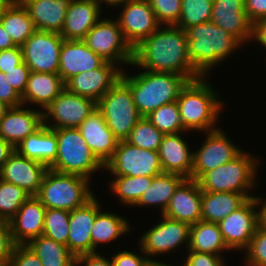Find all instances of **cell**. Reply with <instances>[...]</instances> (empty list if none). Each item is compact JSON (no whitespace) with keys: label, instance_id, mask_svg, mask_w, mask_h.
Listing matches in <instances>:
<instances>
[{"label":"cell","instance_id":"obj_28","mask_svg":"<svg viewBox=\"0 0 266 266\" xmlns=\"http://www.w3.org/2000/svg\"><path fill=\"white\" fill-rule=\"evenodd\" d=\"M38 31L61 33L70 0H19Z\"/></svg>","mask_w":266,"mask_h":266},{"label":"cell","instance_id":"obj_58","mask_svg":"<svg viewBox=\"0 0 266 266\" xmlns=\"http://www.w3.org/2000/svg\"><path fill=\"white\" fill-rule=\"evenodd\" d=\"M169 264L170 263H166V262H163V261H158V260L156 261L155 258H153V259L152 258H147L142 266H173V265H169ZM179 266H181V265H179Z\"/></svg>","mask_w":266,"mask_h":266},{"label":"cell","instance_id":"obj_13","mask_svg":"<svg viewBox=\"0 0 266 266\" xmlns=\"http://www.w3.org/2000/svg\"><path fill=\"white\" fill-rule=\"evenodd\" d=\"M205 140L198 150H193L191 179L198 181L206 172L231 161L243 150L237 147L222 128L205 132Z\"/></svg>","mask_w":266,"mask_h":266},{"label":"cell","instance_id":"obj_18","mask_svg":"<svg viewBox=\"0 0 266 266\" xmlns=\"http://www.w3.org/2000/svg\"><path fill=\"white\" fill-rule=\"evenodd\" d=\"M47 166L22 156L16 150L0 169V179L21 187L30 196H36L46 172Z\"/></svg>","mask_w":266,"mask_h":266},{"label":"cell","instance_id":"obj_9","mask_svg":"<svg viewBox=\"0 0 266 266\" xmlns=\"http://www.w3.org/2000/svg\"><path fill=\"white\" fill-rule=\"evenodd\" d=\"M82 41L106 62L132 64L133 48L126 41L116 18L100 19Z\"/></svg>","mask_w":266,"mask_h":266},{"label":"cell","instance_id":"obj_4","mask_svg":"<svg viewBox=\"0 0 266 266\" xmlns=\"http://www.w3.org/2000/svg\"><path fill=\"white\" fill-rule=\"evenodd\" d=\"M122 71L121 79L130 87L138 113L146 117L160 106L175 102L188 80L179 74L143 70L128 75Z\"/></svg>","mask_w":266,"mask_h":266},{"label":"cell","instance_id":"obj_26","mask_svg":"<svg viewBox=\"0 0 266 266\" xmlns=\"http://www.w3.org/2000/svg\"><path fill=\"white\" fill-rule=\"evenodd\" d=\"M101 6L95 0H70L60 35L65 40H82L101 19Z\"/></svg>","mask_w":266,"mask_h":266},{"label":"cell","instance_id":"obj_22","mask_svg":"<svg viewBox=\"0 0 266 266\" xmlns=\"http://www.w3.org/2000/svg\"><path fill=\"white\" fill-rule=\"evenodd\" d=\"M96 216L95 195L83 206L70 211L67 247L75 257L92 253L91 227Z\"/></svg>","mask_w":266,"mask_h":266},{"label":"cell","instance_id":"obj_59","mask_svg":"<svg viewBox=\"0 0 266 266\" xmlns=\"http://www.w3.org/2000/svg\"><path fill=\"white\" fill-rule=\"evenodd\" d=\"M95 1L100 3L102 5V7H104V5L105 6L107 5L106 7L109 6V7L113 8L116 4L121 3L123 0H95Z\"/></svg>","mask_w":266,"mask_h":266},{"label":"cell","instance_id":"obj_19","mask_svg":"<svg viewBox=\"0 0 266 266\" xmlns=\"http://www.w3.org/2000/svg\"><path fill=\"white\" fill-rule=\"evenodd\" d=\"M211 22L222 27L243 45L253 38V23L245 11V0H213Z\"/></svg>","mask_w":266,"mask_h":266},{"label":"cell","instance_id":"obj_35","mask_svg":"<svg viewBox=\"0 0 266 266\" xmlns=\"http://www.w3.org/2000/svg\"><path fill=\"white\" fill-rule=\"evenodd\" d=\"M187 250L219 256L227 250L231 251L225 244L218 223L203 220L191 225Z\"/></svg>","mask_w":266,"mask_h":266},{"label":"cell","instance_id":"obj_47","mask_svg":"<svg viewBox=\"0 0 266 266\" xmlns=\"http://www.w3.org/2000/svg\"><path fill=\"white\" fill-rule=\"evenodd\" d=\"M4 74L7 76V79L10 82L9 84L20 96H22L27 86L30 68L24 62H22L14 69L5 70Z\"/></svg>","mask_w":266,"mask_h":266},{"label":"cell","instance_id":"obj_62","mask_svg":"<svg viewBox=\"0 0 266 266\" xmlns=\"http://www.w3.org/2000/svg\"><path fill=\"white\" fill-rule=\"evenodd\" d=\"M7 0H0V9L2 7V5L6 2Z\"/></svg>","mask_w":266,"mask_h":266},{"label":"cell","instance_id":"obj_31","mask_svg":"<svg viewBox=\"0 0 266 266\" xmlns=\"http://www.w3.org/2000/svg\"><path fill=\"white\" fill-rule=\"evenodd\" d=\"M0 22L16 46L36 31L26 8L19 0H7L0 9Z\"/></svg>","mask_w":266,"mask_h":266},{"label":"cell","instance_id":"obj_46","mask_svg":"<svg viewBox=\"0 0 266 266\" xmlns=\"http://www.w3.org/2000/svg\"><path fill=\"white\" fill-rule=\"evenodd\" d=\"M16 245L9 221L0 219V263L9 262Z\"/></svg>","mask_w":266,"mask_h":266},{"label":"cell","instance_id":"obj_39","mask_svg":"<svg viewBox=\"0 0 266 266\" xmlns=\"http://www.w3.org/2000/svg\"><path fill=\"white\" fill-rule=\"evenodd\" d=\"M146 117L164 135L186 132L176 101L160 106Z\"/></svg>","mask_w":266,"mask_h":266},{"label":"cell","instance_id":"obj_49","mask_svg":"<svg viewBox=\"0 0 266 266\" xmlns=\"http://www.w3.org/2000/svg\"><path fill=\"white\" fill-rule=\"evenodd\" d=\"M7 76L0 71V101L9 107H17L23 104L21 96L9 84Z\"/></svg>","mask_w":266,"mask_h":266},{"label":"cell","instance_id":"obj_54","mask_svg":"<svg viewBox=\"0 0 266 266\" xmlns=\"http://www.w3.org/2000/svg\"><path fill=\"white\" fill-rule=\"evenodd\" d=\"M254 41L266 49V18L257 21L253 24V38Z\"/></svg>","mask_w":266,"mask_h":266},{"label":"cell","instance_id":"obj_14","mask_svg":"<svg viewBox=\"0 0 266 266\" xmlns=\"http://www.w3.org/2000/svg\"><path fill=\"white\" fill-rule=\"evenodd\" d=\"M226 246L233 251H242L250 245L259 221V206L255 197L248 199L241 207L228 214L219 223Z\"/></svg>","mask_w":266,"mask_h":266},{"label":"cell","instance_id":"obj_29","mask_svg":"<svg viewBox=\"0 0 266 266\" xmlns=\"http://www.w3.org/2000/svg\"><path fill=\"white\" fill-rule=\"evenodd\" d=\"M65 88V82L58 73L30 72L21 96L23 105H37L43 111Z\"/></svg>","mask_w":266,"mask_h":266},{"label":"cell","instance_id":"obj_11","mask_svg":"<svg viewBox=\"0 0 266 266\" xmlns=\"http://www.w3.org/2000/svg\"><path fill=\"white\" fill-rule=\"evenodd\" d=\"M160 217L161 221L148 228L149 230L141 235L138 242L139 248L148 258L174 252L178 247H183L184 244L188 249L191 225L167 218L164 215Z\"/></svg>","mask_w":266,"mask_h":266},{"label":"cell","instance_id":"obj_6","mask_svg":"<svg viewBox=\"0 0 266 266\" xmlns=\"http://www.w3.org/2000/svg\"><path fill=\"white\" fill-rule=\"evenodd\" d=\"M86 177L48 170L36 197L45 208L72 211L83 206L93 196Z\"/></svg>","mask_w":266,"mask_h":266},{"label":"cell","instance_id":"obj_20","mask_svg":"<svg viewBox=\"0 0 266 266\" xmlns=\"http://www.w3.org/2000/svg\"><path fill=\"white\" fill-rule=\"evenodd\" d=\"M43 126V112L26 105L10 107L0 120V137L14 148Z\"/></svg>","mask_w":266,"mask_h":266},{"label":"cell","instance_id":"obj_41","mask_svg":"<svg viewBox=\"0 0 266 266\" xmlns=\"http://www.w3.org/2000/svg\"><path fill=\"white\" fill-rule=\"evenodd\" d=\"M29 196L21 187L0 179V219L10 221Z\"/></svg>","mask_w":266,"mask_h":266},{"label":"cell","instance_id":"obj_33","mask_svg":"<svg viewBox=\"0 0 266 266\" xmlns=\"http://www.w3.org/2000/svg\"><path fill=\"white\" fill-rule=\"evenodd\" d=\"M247 200L243 193L202 191L201 220L219 223Z\"/></svg>","mask_w":266,"mask_h":266},{"label":"cell","instance_id":"obj_44","mask_svg":"<svg viewBox=\"0 0 266 266\" xmlns=\"http://www.w3.org/2000/svg\"><path fill=\"white\" fill-rule=\"evenodd\" d=\"M182 0H148L160 25H176L182 11Z\"/></svg>","mask_w":266,"mask_h":266},{"label":"cell","instance_id":"obj_12","mask_svg":"<svg viewBox=\"0 0 266 266\" xmlns=\"http://www.w3.org/2000/svg\"><path fill=\"white\" fill-rule=\"evenodd\" d=\"M96 108L94 100L65 88L42 111L43 125L51 129L77 128Z\"/></svg>","mask_w":266,"mask_h":266},{"label":"cell","instance_id":"obj_53","mask_svg":"<svg viewBox=\"0 0 266 266\" xmlns=\"http://www.w3.org/2000/svg\"><path fill=\"white\" fill-rule=\"evenodd\" d=\"M113 266L112 259L105 258L101 253H89L76 257V266Z\"/></svg>","mask_w":266,"mask_h":266},{"label":"cell","instance_id":"obj_5","mask_svg":"<svg viewBox=\"0 0 266 266\" xmlns=\"http://www.w3.org/2000/svg\"><path fill=\"white\" fill-rule=\"evenodd\" d=\"M259 164L258 157L243 150L231 161L206 172L198 183L202 191L243 193L250 199L256 196L248 192H251L258 182L256 176Z\"/></svg>","mask_w":266,"mask_h":266},{"label":"cell","instance_id":"obj_1","mask_svg":"<svg viewBox=\"0 0 266 266\" xmlns=\"http://www.w3.org/2000/svg\"><path fill=\"white\" fill-rule=\"evenodd\" d=\"M186 32L175 25H161L133 48L131 66L154 72L175 73L188 81L203 77L188 56Z\"/></svg>","mask_w":266,"mask_h":266},{"label":"cell","instance_id":"obj_52","mask_svg":"<svg viewBox=\"0 0 266 266\" xmlns=\"http://www.w3.org/2000/svg\"><path fill=\"white\" fill-rule=\"evenodd\" d=\"M245 11L254 24L266 18V0H245Z\"/></svg>","mask_w":266,"mask_h":266},{"label":"cell","instance_id":"obj_60","mask_svg":"<svg viewBox=\"0 0 266 266\" xmlns=\"http://www.w3.org/2000/svg\"><path fill=\"white\" fill-rule=\"evenodd\" d=\"M9 108L10 107L8 105L0 101V120L3 118Z\"/></svg>","mask_w":266,"mask_h":266},{"label":"cell","instance_id":"obj_2","mask_svg":"<svg viewBox=\"0 0 266 266\" xmlns=\"http://www.w3.org/2000/svg\"><path fill=\"white\" fill-rule=\"evenodd\" d=\"M185 32L188 56L203 77H209L210 70L243 46L237 38L211 21L192 26Z\"/></svg>","mask_w":266,"mask_h":266},{"label":"cell","instance_id":"obj_61","mask_svg":"<svg viewBox=\"0 0 266 266\" xmlns=\"http://www.w3.org/2000/svg\"><path fill=\"white\" fill-rule=\"evenodd\" d=\"M0 266H11L9 262L6 263H0Z\"/></svg>","mask_w":266,"mask_h":266},{"label":"cell","instance_id":"obj_57","mask_svg":"<svg viewBox=\"0 0 266 266\" xmlns=\"http://www.w3.org/2000/svg\"><path fill=\"white\" fill-rule=\"evenodd\" d=\"M259 206V221L260 226L266 229V199L255 196Z\"/></svg>","mask_w":266,"mask_h":266},{"label":"cell","instance_id":"obj_3","mask_svg":"<svg viewBox=\"0 0 266 266\" xmlns=\"http://www.w3.org/2000/svg\"><path fill=\"white\" fill-rule=\"evenodd\" d=\"M207 80V77H200L188 81L176 100L186 132H208L218 129L217 120L222 114L224 101Z\"/></svg>","mask_w":266,"mask_h":266},{"label":"cell","instance_id":"obj_43","mask_svg":"<svg viewBox=\"0 0 266 266\" xmlns=\"http://www.w3.org/2000/svg\"><path fill=\"white\" fill-rule=\"evenodd\" d=\"M246 266H266V229L258 226L250 245L244 251Z\"/></svg>","mask_w":266,"mask_h":266},{"label":"cell","instance_id":"obj_10","mask_svg":"<svg viewBox=\"0 0 266 266\" xmlns=\"http://www.w3.org/2000/svg\"><path fill=\"white\" fill-rule=\"evenodd\" d=\"M104 170L113 176L155 177L163 173L158 151L138 148L126 141H119L112 158Z\"/></svg>","mask_w":266,"mask_h":266},{"label":"cell","instance_id":"obj_40","mask_svg":"<svg viewBox=\"0 0 266 266\" xmlns=\"http://www.w3.org/2000/svg\"><path fill=\"white\" fill-rule=\"evenodd\" d=\"M164 134L159 131L147 117H142L125 140L138 148L158 151Z\"/></svg>","mask_w":266,"mask_h":266},{"label":"cell","instance_id":"obj_23","mask_svg":"<svg viewBox=\"0 0 266 266\" xmlns=\"http://www.w3.org/2000/svg\"><path fill=\"white\" fill-rule=\"evenodd\" d=\"M77 128L93 154L105 166L119 140L106 125L102 113L96 108Z\"/></svg>","mask_w":266,"mask_h":266},{"label":"cell","instance_id":"obj_50","mask_svg":"<svg viewBox=\"0 0 266 266\" xmlns=\"http://www.w3.org/2000/svg\"><path fill=\"white\" fill-rule=\"evenodd\" d=\"M141 255L136 254L134 251L122 250L112 255L113 266H142L145 260L148 258L141 248Z\"/></svg>","mask_w":266,"mask_h":266},{"label":"cell","instance_id":"obj_51","mask_svg":"<svg viewBox=\"0 0 266 266\" xmlns=\"http://www.w3.org/2000/svg\"><path fill=\"white\" fill-rule=\"evenodd\" d=\"M23 62L22 50L20 46L11 49L0 50V71L14 69Z\"/></svg>","mask_w":266,"mask_h":266},{"label":"cell","instance_id":"obj_36","mask_svg":"<svg viewBox=\"0 0 266 266\" xmlns=\"http://www.w3.org/2000/svg\"><path fill=\"white\" fill-rule=\"evenodd\" d=\"M26 245L43 266H76V257L66 245L44 235L31 239Z\"/></svg>","mask_w":266,"mask_h":266},{"label":"cell","instance_id":"obj_48","mask_svg":"<svg viewBox=\"0 0 266 266\" xmlns=\"http://www.w3.org/2000/svg\"><path fill=\"white\" fill-rule=\"evenodd\" d=\"M9 263L11 266H43L27 245H16Z\"/></svg>","mask_w":266,"mask_h":266},{"label":"cell","instance_id":"obj_24","mask_svg":"<svg viewBox=\"0 0 266 266\" xmlns=\"http://www.w3.org/2000/svg\"><path fill=\"white\" fill-rule=\"evenodd\" d=\"M105 62L82 40L64 39L59 56L58 74L66 83L73 76L99 68Z\"/></svg>","mask_w":266,"mask_h":266},{"label":"cell","instance_id":"obj_34","mask_svg":"<svg viewBox=\"0 0 266 266\" xmlns=\"http://www.w3.org/2000/svg\"><path fill=\"white\" fill-rule=\"evenodd\" d=\"M185 178L174 173H162L153 177L151 185L144 191L134 207H156L161 209V215L165 212L171 197L178 185Z\"/></svg>","mask_w":266,"mask_h":266},{"label":"cell","instance_id":"obj_21","mask_svg":"<svg viewBox=\"0 0 266 266\" xmlns=\"http://www.w3.org/2000/svg\"><path fill=\"white\" fill-rule=\"evenodd\" d=\"M201 206L202 190L198 181L185 178L176 188L162 215L193 225L201 220Z\"/></svg>","mask_w":266,"mask_h":266},{"label":"cell","instance_id":"obj_16","mask_svg":"<svg viewBox=\"0 0 266 266\" xmlns=\"http://www.w3.org/2000/svg\"><path fill=\"white\" fill-rule=\"evenodd\" d=\"M121 6L123 7L116 19L124 38L132 48L161 26L148 0H123L114 8Z\"/></svg>","mask_w":266,"mask_h":266},{"label":"cell","instance_id":"obj_37","mask_svg":"<svg viewBox=\"0 0 266 266\" xmlns=\"http://www.w3.org/2000/svg\"><path fill=\"white\" fill-rule=\"evenodd\" d=\"M152 179L153 177L147 176H114L113 180H109V189L118 196L120 203L132 207L151 185Z\"/></svg>","mask_w":266,"mask_h":266},{"label":"cell","instance_id":"obj_55","mask_svg":"<svg viewBox=\"0 0 266 266\" xmlns=\"http://www.w3.org/2000/svg\"><path fill=\"white\" fill-rule=\"evenodd\" d=\"M14 151L15 148L0 137V169Z\"/></svg>","mask_w":266,"mask_h":266},{"label":"cell","instance_id":"obj_45","mask_svg":"<svg viewBox=\"0 0 266 266\" xmlns=\"http://www.w3.org/2000/svg\"><path fill=\"white\" fill-rule=\"evenodd\" d=\"M223 258L225 259V257L219 255L188 250L182 266H226Z\"/></svg>","mask_w":266,"mask_h":266},{"label":"cell","instance_id":"obj_56","mask_svg":"<svg viewBox=\"0 0 266 266\" xmlns=\"http://www.w3.org/2000/svg\"><path fill=\"white\" fill-rule=\"evenodd\" d=\"M13 47H16V45L0 22V50L11 49Z\"/></svg>","mask_w":266,"mask_h":266},{"label":"cell","instance_id":"obj_27","mask_svg":"<svg viewBox=\"0 0 266 266\" xmlns=\"http://www.w3.org/2000/svg\"><path fill=\"white\" fill-rule=\"evenodd\" d=\"M164 135L159 145L158 155L160 158L163 173H174L191 178L193 167V151L182 135Z\"/></svg>","mask_w":266,"mask_h":266},{"label":"cell","instance_id":"obj_25","mask_svg":"<svg viewBox=\"0 0 266 266\" xmlns=\"http://www.w3.org/2000/svg\"><path fill=\"white\" fill-rule=\"evenodd\" d=\"M45 206L36 196H29L16 215L9 221L17 245H26L31 239L43 235Z\"/></svg>","mask_w":266,"mask_h":266},{"label":"cell","instance_id":"obj_30","mask_svg":"<svg viewBox=\"0 0 266 266\" xmlns=\"http://www.w3.org/2000/svg\"><path fill=\"white\" fill-rule=\"evenodd\" d=\"M58 140L51 128L43 125L34 134L21 141L15 150L24 157L44 164L48 168L57 157Z\"/></svg>","mask_w":266,"mask_h":266},{"label":"cell","instance_id":"obj_15","mask_svg":"<svg viewBox=\"0 0 266 266\" xmlns=\"http://www.w3.org/2000/svg\"><path fill=\"white\" fill-rule=\"evenodd\" d=\"M63 41L59 33L36 30L21 46L23 62L30 72L58 73Z\"/></svg>","mask_w":266,"mask_h":266},{"label":"cell","instance_id":"obj_17","mask_svg":"<svg viewBox=\"0 0 266 266\" xmlns=\"http://www.w3.org/2000/svg\"><path fill=\"white\" fill-rule=\"evenodd\" d=\"M117 64L105 62L101 67L82 72L70 78L66 88L96 103L121 78L123 69Z\"/></svg>","mask_w":266,"mask_h":266},{"label":"cell","instance_id":"obj_8","mask_svg":"<svg viewBox=\"0 0 266 266\" xmlns=\"http://www.w3.org/2000/svg\"><path fill=\"white\" fill-rule=\"evenodd\" d=\"M108 128L119 141H125L142 118L130 87L120 78L97 102Z\"/></svg>","mask_w":266,"mask_h":266},{"label":"cell","instance_id":"obj_7","mask_svg":"<svg viewBox=\"0 0 266 266\" xmlns=\"http://www.w3.org/2000/svg\"><path fill=\"white\" fill-rule=\"evenodd\" d=\"M58 140L57 157L49 167L61 173L76 174L88 178L104 165L97 159L78 128L53 129Z\"/></svg>","mask_w":266,"mask_h":266},{"label":"cell","instance_id":"obj_42","mask_svg":"<svg viewBox=\"0 0 266 266\" xmlns=\"http://www.w3.org/2000/svg\"><path fill=\"white\" fill-rule=\"evenodd\" d=\"M70 211L46 208L43 235L67 246Z\"/></svg>","mask_w":266,"mask_h":266},{"label":"cell","instance_id":"obj_38","mask_svg":"<svg viewBox=\"0 0 266 266\" xmlns=\"http://www.w3.org/2000/svg\"><path fill=\"white\" fill-rule=\"evenodd\" d=\"M182 11L175 25L184 31L192 26L211 21L213 0H182Z\"/></svg>","mask_w":266,"mask_h":266},{"label":"cell","instance_id":"obj_32","mask_svg":"<svg viewBox=\"0 0 266 266\" xmlns=\"http://www.w3.org/2000/svg\"><path fill=\"white\" fill-rule=\"evenodd\" d=\"M100 201L97 199V216L91 227L92 253L98 252L99 244H108L130 233L129 221L115 213L103 212ZM98 246V247H97Z\"/></svg>","mask_w":266,"mask_h":266}]
</instances>
